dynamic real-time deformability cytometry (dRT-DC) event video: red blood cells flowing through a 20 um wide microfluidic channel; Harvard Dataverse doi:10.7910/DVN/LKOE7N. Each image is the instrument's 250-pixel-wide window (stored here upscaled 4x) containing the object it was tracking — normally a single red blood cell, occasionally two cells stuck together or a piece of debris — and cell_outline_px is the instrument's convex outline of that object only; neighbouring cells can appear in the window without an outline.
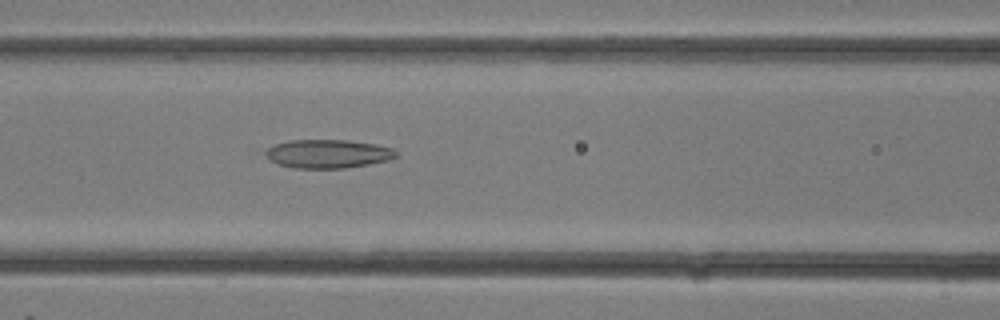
{"species": "common noctule bat (a hibernating species)", "species_latin": "Nyctalus noctula", "temperature_condition": "room temperature", "stored_images_in_passage": 10, "camera_frame_rate_fps": 3000, "um_per_image_px": 0.085, "animal": {"sex": "female"}, "frame": {"image": 1, "passage_image": 10, "time_ms": 3.0, "image_size_px": [1000, 320], "cell_outline_px": [[396, 156], [388, 160], [368, 164], [344, 168], [296, 168], [276, 164], [268, 160], [264, 152], [268, 148], [276, 144], [288, 140], [348, 140], [376, 144], [392, 148], [396, 152]], "centroid_in_image_um": [27.83, 13.07], "position_along_channel_um": 138.8, "area_um2": 21.73}}